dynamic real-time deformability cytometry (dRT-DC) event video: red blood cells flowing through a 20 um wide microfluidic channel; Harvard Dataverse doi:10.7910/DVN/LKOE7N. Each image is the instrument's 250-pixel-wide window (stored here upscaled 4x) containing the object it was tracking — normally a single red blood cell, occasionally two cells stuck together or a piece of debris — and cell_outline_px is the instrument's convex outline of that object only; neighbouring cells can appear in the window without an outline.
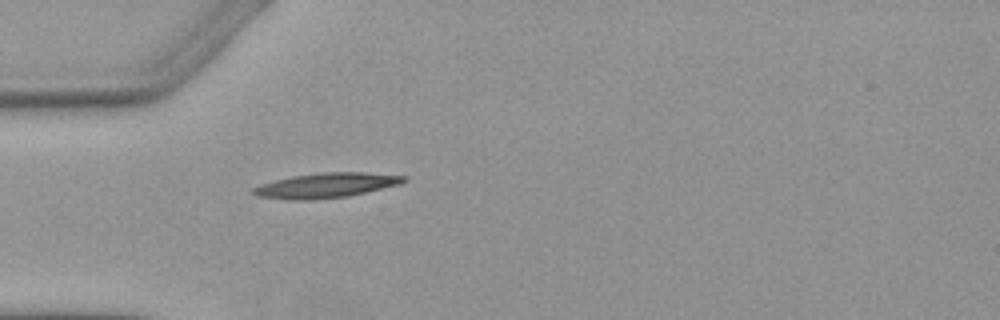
{"species": "Egyptian fruit bat (a non-hibernating species)", "species_latin": "Rousettus aegyptiacus", "temperature_condition": "warm", "stored_images_in_passage": 1, "camera_frame_rate_fps": 3000, "um_per_image_px": 0.085, "animal": {"sex": "female"}, "frame": {"image": 1, "passage_image": 1, "time_ms": 0.0, "image_size_px": [1000, 320], "cell_outline_px": [[408, 180], [400, 184], [348, 196], [312, 200], [288, 200], [256, 196], [252, 192], [252, 188], [260, 184], [292, 176], [320, 172], [364, 172], [408, 176]], "centroid_in_image_um": [27.71, 15.75], "position_along_channel_um": 57.3, "area_um2": 21.91}}